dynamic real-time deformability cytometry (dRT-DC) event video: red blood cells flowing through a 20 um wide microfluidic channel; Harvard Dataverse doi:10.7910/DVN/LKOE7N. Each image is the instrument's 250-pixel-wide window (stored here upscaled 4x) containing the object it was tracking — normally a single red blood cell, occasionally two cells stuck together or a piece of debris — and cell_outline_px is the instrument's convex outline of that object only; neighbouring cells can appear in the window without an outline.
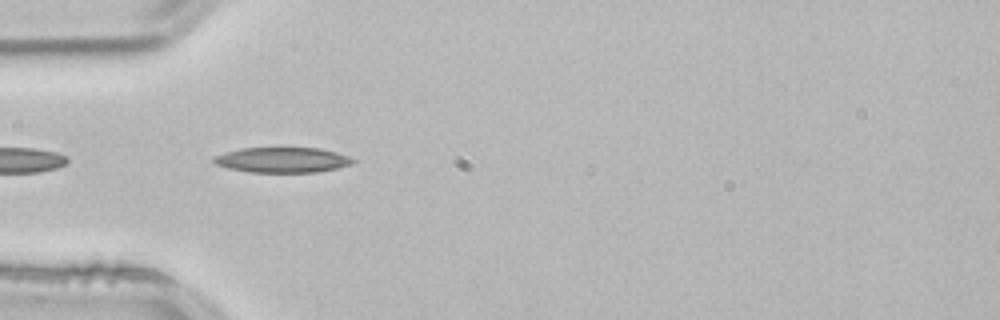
{"species": "common noctule bat (a hibernating species)", "species_latin": "Nyctalus noctula", "temperature_condition": "room temperature", "stored_images_in_passage": 10, "camera_frame_rate_fps": 3000, "um_per_image_px": 0.085, "animal": {"sex": "male", "body_mass_g": 21.5, "forearm_length_mm": 52.0}, "frame": {"image": 1, "passage_image": 2, "time_ms": 0.333, "image_size_px": [1000, 320], "cell_outline_px": [[356, 160], [352, 164], [336, 168], [316, 172], [248, 172], [228, 168], [216, 164], [212, 160], [212, 156], [224, 152], [240, 148], [320, 148], [336, 152], [348, 156]], "centroid_in_image_um": [23.97, 13.59], "position_along_channel_um": 61.0, "area_um2": 20.52}}